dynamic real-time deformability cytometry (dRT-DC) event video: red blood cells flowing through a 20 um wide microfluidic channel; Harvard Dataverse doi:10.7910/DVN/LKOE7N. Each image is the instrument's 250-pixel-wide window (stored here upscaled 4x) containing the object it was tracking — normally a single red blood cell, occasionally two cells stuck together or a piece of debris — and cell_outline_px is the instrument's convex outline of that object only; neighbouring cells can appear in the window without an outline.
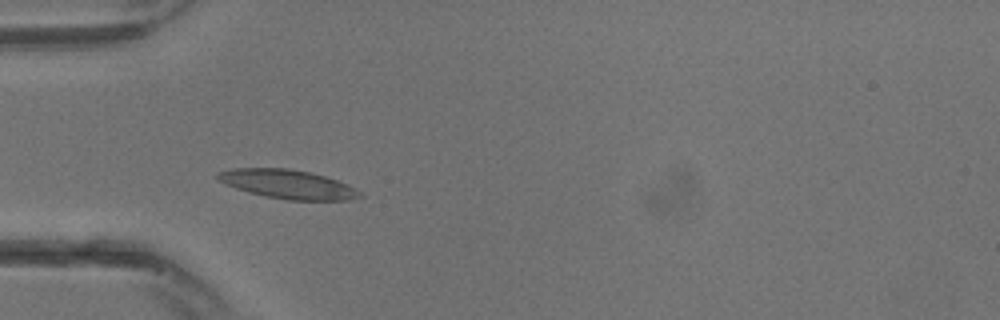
{"species": "common noctule bat (a hibernating species)", "species_latin": "Nyctalus noctula", "temperature_condition": "warm", "stored_images_in_passage": 15, "camera_frame_rate_fps": 3000, "um_per_image_px": 0.085, "animal": {"sex": "male", "body_mass_g": 13.3}, "frame": {"image": 1, "passage_image": 4, "time_ms": 1.0, "image_size_px": [1000, 320], "cell_outline_px": [[364, 196], [352, 200], [288, 200], [264, 196], [248, 192], [236, 188], [220, 180], [216, 176], [216, 172], [232, 168], [288, 168], [308, 172], [324, 176], [348, 184], [356, 188]], "centroid_in_image_um": [24.49, 15.66], "position_along_channel_um": 60.5, "area_um2": 23.93}}
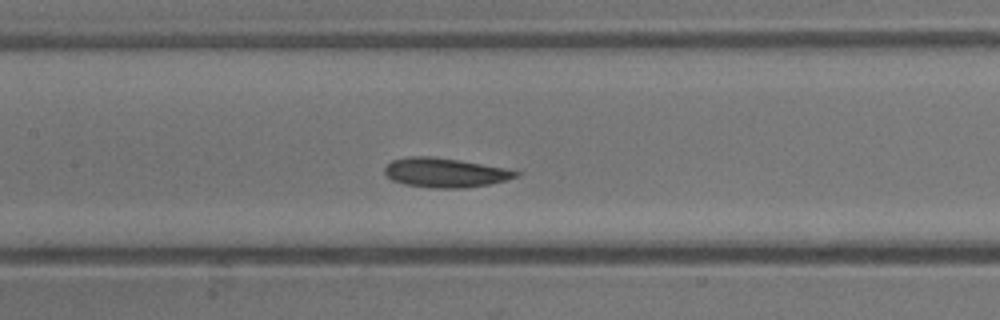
{"frame": {"image": 2, "passage_image": 9, "time_ms": 2.667, "image_size_px": [1000, 320], "cell_outline_px": [[520, 172], [516, 176], [504, 180], [488, 184], [464, 188], [428, 188], [404, 184], [392, 180], [384, 172], [384, 168], [392, 160], [408, 156], [432, 156], [460, 160], [504, 168]], "centroid_in_image_um": [37.77, 14.67], "position_along_channel_um": 169.6, "area_um2": 22.31}}
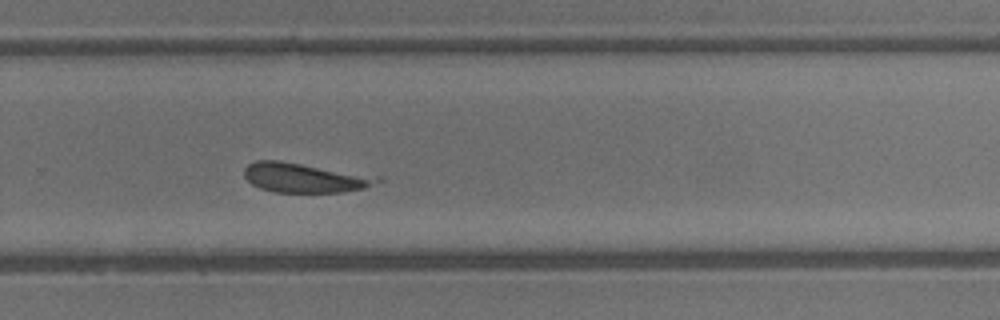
{"frame": {"image": 3, "passage_image": 15, "time_ms": 4.667, "image_size_px": [1000, 320], "cell_outline_px": [[384, 180], [364, 188], [344, 192], [276, 192], [260, 188], [252, 184], [244, 176], [244, 168], [248, 164], [256, 160], [280, 160], [384, 176]], "centroid_in_image_um": [25.96, 15.09], "position_along_channel_um": 303.8, "area_um2": 23.35}}